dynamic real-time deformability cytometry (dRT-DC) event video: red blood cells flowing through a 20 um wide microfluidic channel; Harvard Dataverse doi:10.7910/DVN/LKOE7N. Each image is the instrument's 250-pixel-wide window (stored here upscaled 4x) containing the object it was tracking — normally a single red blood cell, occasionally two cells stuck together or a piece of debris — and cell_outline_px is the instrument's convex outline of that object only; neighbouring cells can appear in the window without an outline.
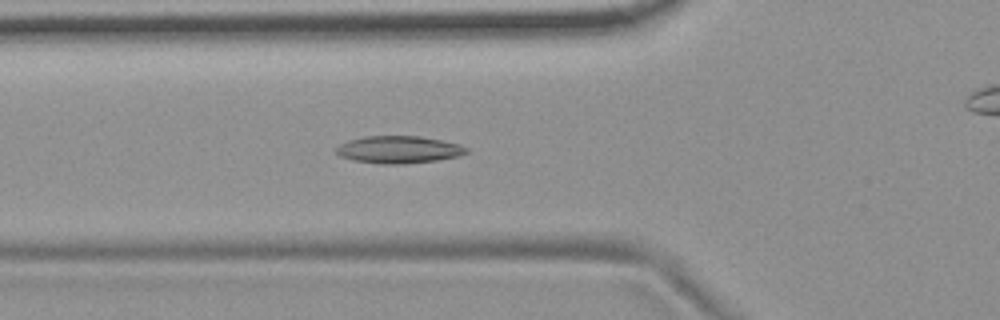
{"species": "common noctule bat (a hibernating species)", "species_latin": "Nyctalus noctula", "temperature_condition": "room temperature", "stored_images_in_passage": 44, "camera_frame_rate_fps": 3000, "um_per_image_px": 0.085, "animal": {"sex": "female", "body_mass_g": 19.9}, "frame": {"image": 1, "passage_image": 19, "time_ms": 6.0, "image_size_px": [1000, 320], "cell_outline_px": [[468, 152], [460, 156], [436, 160], [404, 164], [380, 164], [352, 160], [340, 156], [336, 152], [336, 148], [340, 144], [348, 140], [364, 136], [420, 136], [460, 144], [468, 148]], "centroid_in_image_um": [33.89, 12.72], "position_along_channel_um": 91.9, "area_um2": 20.81}}
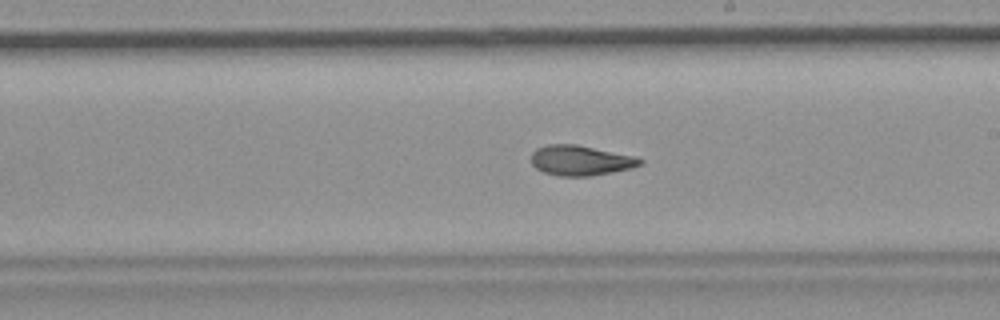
{"frame": {"image": 2, "passage_image": 31, "time_ms": 10.0, "image_size_px": [1000, 320], "cell_outline_px": [[644, 164], [632, 168], [592, 176], [560, 176], [544, 172], [536, 168], [532, 164], [532, 152], [536, 148], [548, 144], [576, 144], [636, 156], [644, 160]], "centroid_in_image_um": [49.38, 13.63], "position_along_channel_um": 239.6, "area_um2": 19.25}}
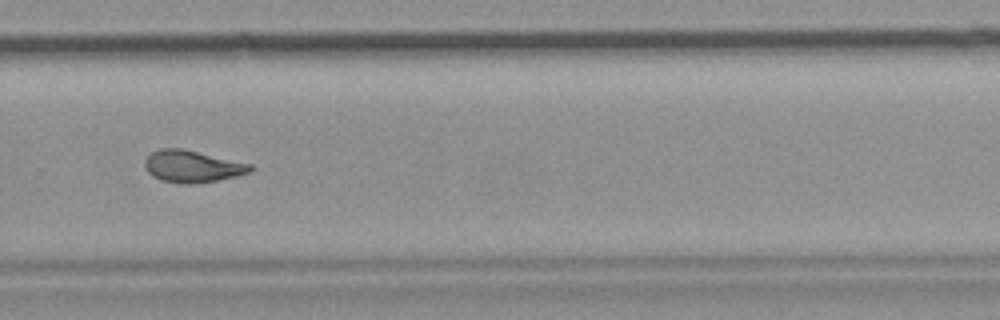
{"frame": {"image": 3, "passage_image": 37, "time_ms": 12.0, "image_size_px": [1000, 320], "cell_outline_px": [[256, 168], [252, 172], [236, 176], [196, 184], [184, 184], [160, 180], [152, 176], [148, 172], [144, 164], [144, 160], [152, 152], [160, 148], [180, 148], [252, 164]], "centroid_in_image_um": [16.36, 14.15], "position_along_channel_um": 313.4, "area_um2": 19.71}, "authors_computed_cell_mechanics": {"area_um2": 19.9699, "velocity_mm_per_s": 3.699, "shape_relaxation_time_tau1_ms": 6.7108, "shape_relaxation_time_tau2_ms": 3.4251, "deformation_change_tau1": 0.185, "deformation_change_tau2": 0.1}}